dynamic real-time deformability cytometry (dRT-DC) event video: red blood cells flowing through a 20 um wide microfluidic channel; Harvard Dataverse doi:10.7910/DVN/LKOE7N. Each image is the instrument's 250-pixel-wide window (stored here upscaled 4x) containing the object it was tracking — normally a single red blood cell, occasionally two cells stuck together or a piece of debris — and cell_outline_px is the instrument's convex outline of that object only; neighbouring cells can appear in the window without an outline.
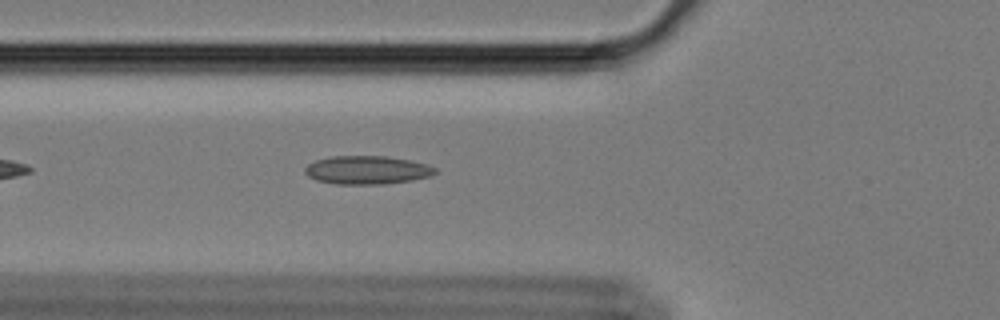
{"species": "Egyptian fruit bat (a non-hibernating species)", "species_latin": "Rousettus aegyptiacus", "temperature_condition": "cold", "stored_images_in_passage": 44, "camera_frame_rate_fps": 3000, "um_per_image_px": 0.085, "animal": {"sex": "female"}, "frame": {"image": 1, "passage_image": 7, "time_ms": 2.0, "image_size_px": [1000, 320], "cell_outline_px": [[436, 172], [428, 176], [412, 180], [384, 184], [336, 184], [316, 180], [308, 176], [304, 172], [304, 168], [308, 164], [316, 160], [332, 156], [388, 156], [428, 164], [436, 168]], "centroid_in_image_um": [31.17, 14.45], "position_along_channel_um": 94.6, "area_um2": 21.5}}
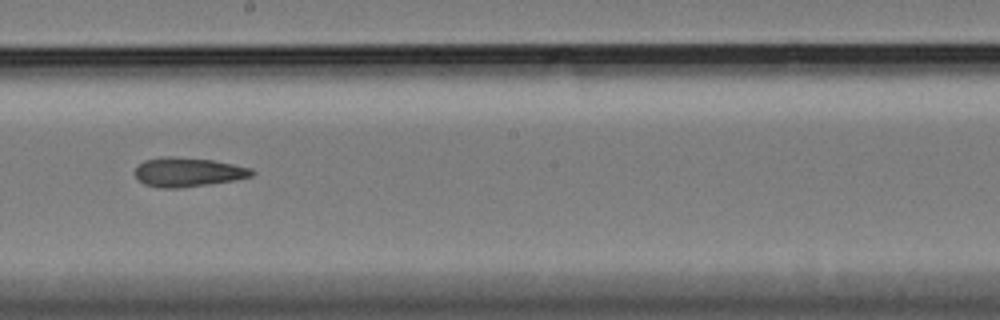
{"frame": {"image": 2, "passage_image": 19, "time_ms": 6.0, "image_size_px": [1000, 320], "cell_outline_px": [[256, 172], [252, 176], [232, 180], [208, 184], [180, 188], [160, 188], [144, 184], [136, 176], [136, 168], [144, 160], [164, 156], [172, 156], [212, 160], [252, 168]], "centroid_in_image_um": [15.98, 14.62], "position_along_channel_um": 232.2, "area_um2": 19.71}}
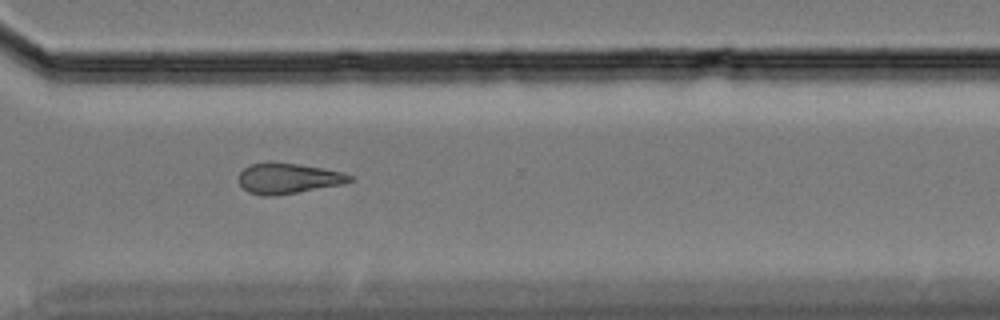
{"frame": {"image": 3, "passage_image": 29, "time_ms": 9.333, "image_size_px": [1000, 320], "cell_outline_px": [[352, 180], [344, 184], [272, 196], [264, 196], [248, 192], [236, 180], [240, 172], [244, 168], [252, 164], [296, 164], [320, 168], [340, 172], [352, 176]], "centroid_in_image_um": [24.46, 15.19], "position_along_channel_um": 346.1, "area_um2": 19.07}, "authors_computed_cell_mechanics": {"area_um2": 19.7676, "velocity_mm_per_s": 3.4235, "shape_relaxation_time_tau1_ms": null, "shape_relaxation_time_tau2_ms": 4.1764, "deformation_change_tau1": null, "deformation_change_tau2": 0.1155}}